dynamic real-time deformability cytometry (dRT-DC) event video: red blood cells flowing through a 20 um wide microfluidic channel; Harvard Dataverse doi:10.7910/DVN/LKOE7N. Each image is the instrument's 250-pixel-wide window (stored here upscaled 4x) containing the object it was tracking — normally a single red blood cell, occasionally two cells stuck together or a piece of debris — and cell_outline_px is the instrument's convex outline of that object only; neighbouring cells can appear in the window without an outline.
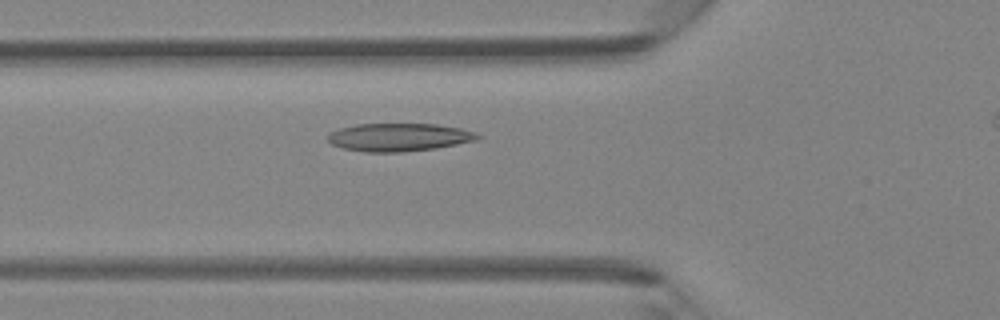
{"species": "Egyptian fruit bat (a non-hibernating species)", "species_latin": "Rousettus aegyptiacus", "temperature_condition": "room temperature", "stored_images_in_passage": 31, "camera_frame_rate_fps": 3000, "um_per_image_px": 0.085, "animal": {"sex": "female"}, "frame": {"image": 1, "passage_image": 7, "time_ms": 2.0, "image_size_px": [1000, 320], "cell_outline_px": [[484, 136], [476, 140], [436, 148], [400, 152], [364, 152], [344, 148], [332, 144], [328, 140], [328, 136], [332, 132], [340, 128], [356, 124], [436, 124], [460, 128], [476, 132]], "centroid_in_image_um": [33.95, 11.66], "position_along_channel_um": 91.9, "area_um2": 24.33}}
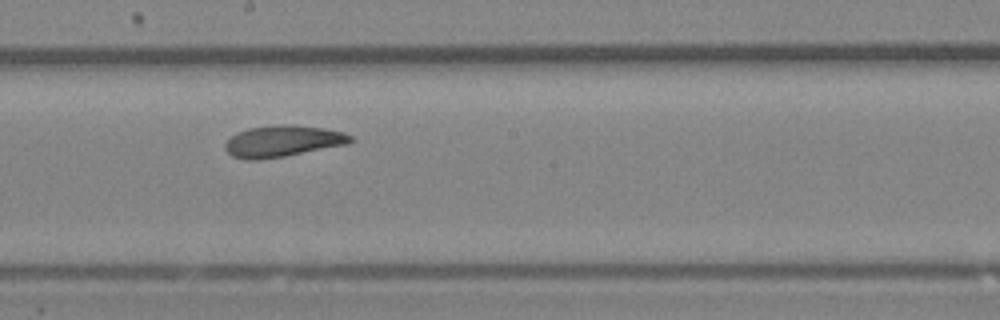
{"frame": {"image": 2, "passage_image": 16, "time_ms": 5.0, "image_size_px": [1000, 320], "cell_outline_px": [[356, 140], [348, 144], [284, 156], [256, 160], [248, 160], [232, 156], [224, 148], [224, 144], [236, 132], [248, 128], [276, 124], [288, 124], [324, 128], [344, 132], [352, 136]], "centroid_in_image_um": [24.04, 11.99], "position_along_channel_um": 224.2, "area_um2": 23.06}}
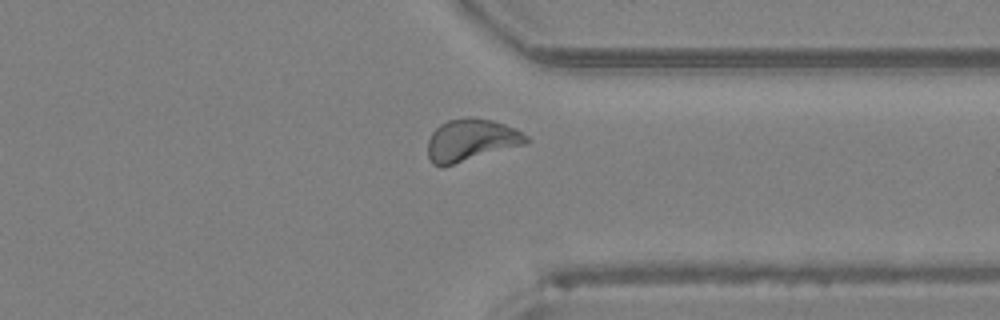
{"frame": {"image": 3, "passage_image": 26, "time_ms": 8.333, "image_size_px": [1000, 320], "cell_outline_px": [[532, 140], [528, 144], [440, 168], [432, 164], [428, 156], [428, 140], [432, 132], [440, 124], [448, 120], [468, 116], [492, 120], [504, 124], [528, 136]], "centroid_in_image_um": [40.04, 11.92], "position_along_channel_um": 371.4, "area_um2": 24.51}}